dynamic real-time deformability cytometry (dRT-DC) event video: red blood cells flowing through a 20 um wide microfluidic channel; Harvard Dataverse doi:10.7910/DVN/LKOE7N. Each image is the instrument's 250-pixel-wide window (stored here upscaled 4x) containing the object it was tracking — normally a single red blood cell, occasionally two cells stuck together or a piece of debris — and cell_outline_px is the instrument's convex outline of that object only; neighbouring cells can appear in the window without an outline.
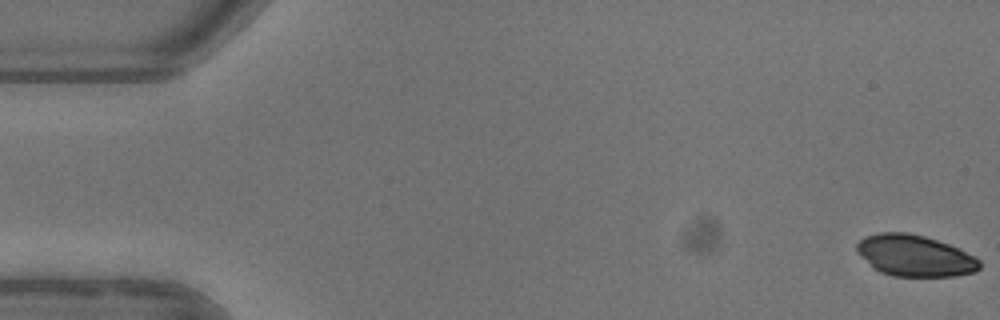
{"species": "common noctule bat (a hibernating species)", "species_latin": "Nyctalus noctula", "temperature_condition": "warm", "stored_images_in_passage": 2, "camera_frame_rate_fps": 3000, "um_per_image_px": 0.085, "animal": {"sex": "female"}, "frame": {"image": 1, "passage_image": 1, "time_ms": 0.0, "image_size_px": [1000, 320], "cell_outline_px": [[980, 268], [976, 272], [952, 276], [892, 276], [880, 272], [872, 268], [856, 252], [856, 244], [864, 236], [880, 232], [908, 232], [924, 236], [960, 248], [980, 260]], "centroid_in_image_um": [77.73, 21.73], "position_along_channel_um": 7.3, "area_um2": 29.82}}